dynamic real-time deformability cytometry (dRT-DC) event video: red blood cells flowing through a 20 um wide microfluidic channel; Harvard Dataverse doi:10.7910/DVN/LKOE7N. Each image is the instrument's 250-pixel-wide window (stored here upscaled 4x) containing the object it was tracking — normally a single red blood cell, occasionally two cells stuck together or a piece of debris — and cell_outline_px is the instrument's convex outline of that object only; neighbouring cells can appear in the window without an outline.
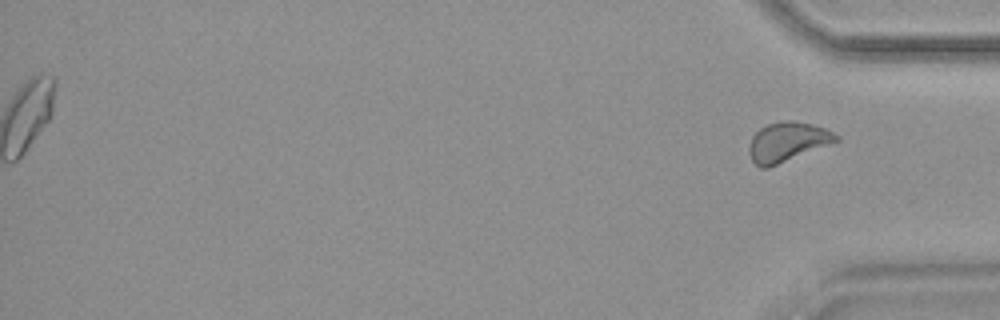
{"species": "common noctule bat (a hibernating species)", "species_latin": "Nyctalus noctula", "temperature_condition": "warm", "stored_images_in_passage": 50, "segment_of_instrument_passage": [2, 2], "camera_frame_rate_fps": 3000, "um_per_image_px": 0.085, "animal": {"sex": "female", "body_mass_g": 18.4}, "frame": {"image": 1, "passage_image": 50, "time_ms": 16.333, "image_size_px": [1000, 320], "cell_outline_px": [[840, 140], [768, 168], [760, 168], [752, 160], [748, 152], [748, 148], [752, 136], [760, 128], [768, 124], [788, 120], [792, 120], [812, 124], [824, 128], [840, 136]], "centroid_in_image_um": [66.91, 12.06], "position_along_channel_um": 368.3, "area_um2": 19.88}}